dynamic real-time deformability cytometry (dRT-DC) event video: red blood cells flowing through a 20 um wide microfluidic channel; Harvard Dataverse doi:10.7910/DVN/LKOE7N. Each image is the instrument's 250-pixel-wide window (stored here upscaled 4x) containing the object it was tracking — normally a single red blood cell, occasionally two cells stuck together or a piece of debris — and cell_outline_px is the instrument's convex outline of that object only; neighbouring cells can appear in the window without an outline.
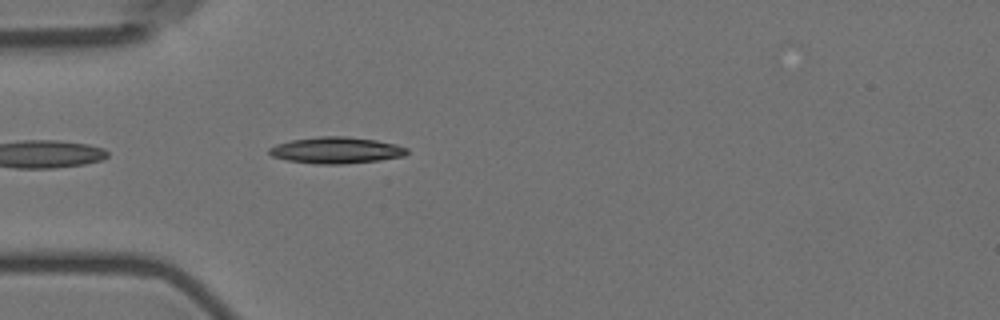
{"species": "Egyptian fruit bat (a non-hibernating species)", "species_latin": "Rousettus aegyptiacus", "temperature_condition": "room temperature", "stored_images_in_passage": 5, "camera_frame_rate_fps": 3000, "um_per_image_px": 0.085, "animal": {"sex": "female"}, "frame": {"image": 1, "passage_image": 5, "time_ms": 5.333, "image_size_px": [1000, 320], "cell_outline_px": [[408, 152], [404, 156], [380, 160], [340, 164], [316, 164], [288, 160], [272, 156], [268, 152], [268, 148], [276, 144], [292, 140], [320, 136], [348, 136], [376, 140], [396, 144], [408, 148]], "centroid_in_image_um": [28.59, 12.76], "position_along_channel_um": 56.4, "area_um2": 21.21}}